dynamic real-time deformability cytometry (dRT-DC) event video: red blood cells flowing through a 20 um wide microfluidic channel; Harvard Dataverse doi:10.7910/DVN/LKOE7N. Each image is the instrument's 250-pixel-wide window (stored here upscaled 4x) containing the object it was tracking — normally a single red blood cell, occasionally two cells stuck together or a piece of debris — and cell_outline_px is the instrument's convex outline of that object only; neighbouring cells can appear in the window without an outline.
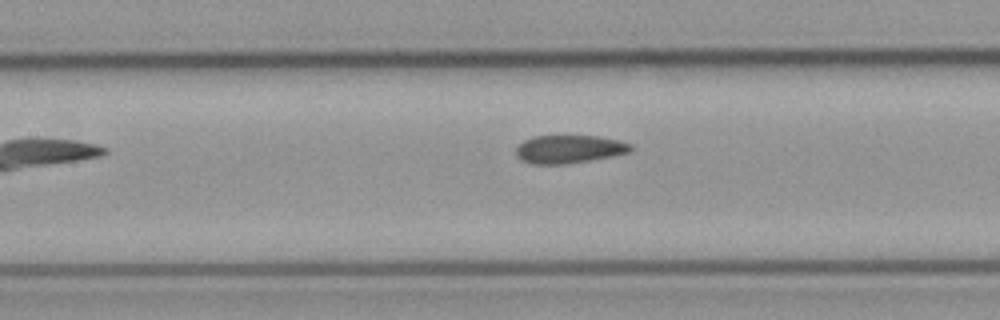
{"species": "common noctule bat (a hibernating species)", "species_latin": "Nyctalus noctula", "temperature_condition": "cold", "stored_images_in_passage": 7, "camera_frame_rate_fps": 3000, "um_per_image_px": 0.085, "animal": {"sex": "male", "body_mass_g": 23.1, "forearm_length_mm": 52.7}, "frame": {"image": 1, "passage_image": 6, "time_ms": 7.0, "image_size_px": [1000, 320], "cell_outline_px": [[632, 152], [612, 156], [564, 164], [532, 164], [516, 156], [516, 148], [524, 140], [532, 136], [596, 136], [620, 140], [632, 144]], "centroid_in_image_um": [48.4, 12.67], "position_along_channel_um": 159.0, "area_um2": 18.73}}
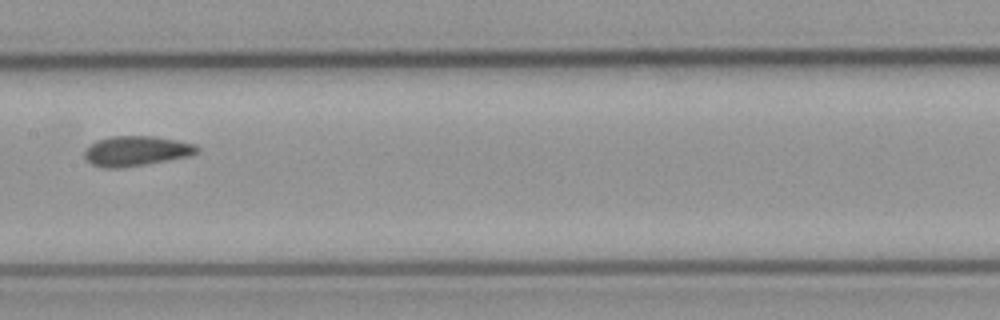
{"frame": {"image": 2, "passage_image": 7, "time_ms": 8.0, "image_size_px": [1000, 320], "cell_outline_px": [[200, 152], [188, 156], [144, 164], [116, 168], [104, 168], [92, 164], [84, 156], [84, 152], [96, 140], [112, 136], [152, 136], [176, 140], [196, 144], [200, 148]], "centroid_in_image_um": [11.6, 12.82], "position_along_channel_um": 195.8, "area_um2": 19.42}}